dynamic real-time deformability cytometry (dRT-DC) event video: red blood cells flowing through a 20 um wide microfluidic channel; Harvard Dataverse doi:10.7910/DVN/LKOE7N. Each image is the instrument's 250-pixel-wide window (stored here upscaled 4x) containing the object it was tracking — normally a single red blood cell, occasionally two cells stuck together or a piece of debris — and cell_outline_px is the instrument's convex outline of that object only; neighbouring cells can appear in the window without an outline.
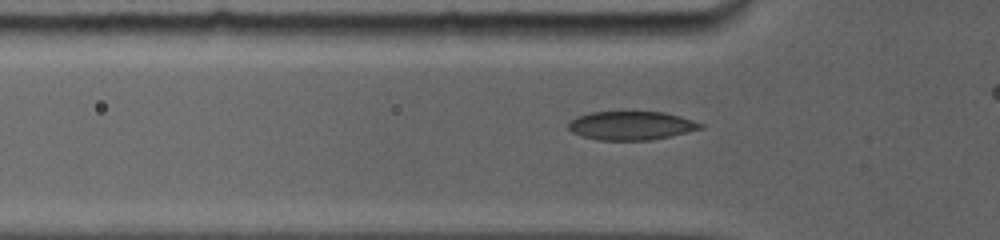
{"species": "common noctule bat (a hibernating species)", "species_latin": "Nyctalus noctula", "temperature_condition": "room temperature", "stored_images_in_passage": 41, "camera_frame_rate_fps": 5000, "um_per_image_px": 0.085, "animal": {"sex": "female", "body_mass_g": 19.0, "forearm_length_mm": 56.7}, "frame": {"image": 1, "passage_image": 6, "time_ms": 1.6, "image_size_px": [1000, 240], "cell_outline_px": [[704, 128], [652, 140], [596, 140], [572, 132], [568, 128], [568, 124], [576, 116], [592, 112], [664, 112], [680, 116], [704, 124]], "centroid_in_image_um": [53.66, 10.67], "position_along_channel_um": 72.1, "area_um2": 21.96}}
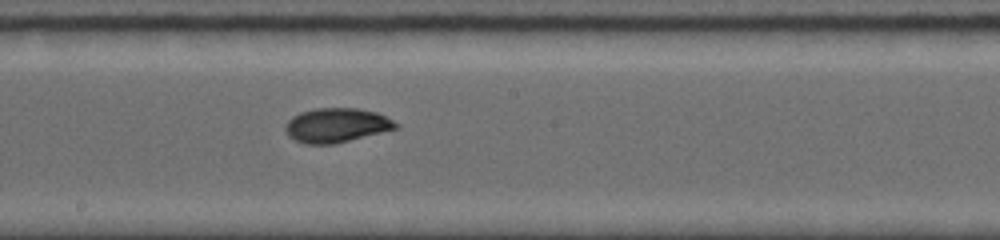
{"frame": {"image": 2, "passage_image": 18, "time_ms": 5.4, "image_size_px": [1000, 240], "cell_outline_px": [[400, 128], [332, 144], [308, 144], [296, 140], [288, 136], [284, 128], [284, 124], [292, 116], [300, 112], [316, 108], [356, 108], [376, 112], [400, 124]], "centroid_in_image_um": [28.59, 10.64], "position_along_channel_um": 219.6, "area_um2": 22.08}}
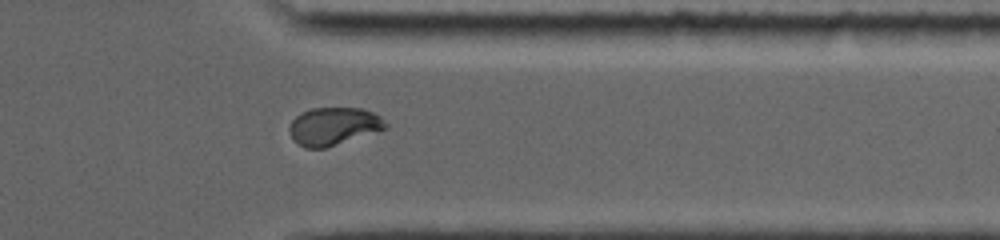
{"frame": {"image": 3, "passage_image": 31, "time_ms": 9.6, "image_size_px": [1000, 240], "cell_outline_px": [[388, 128], [324, 148], [304, 148], [296, 144], [288, 132], [288, 128], [292, 120], [300, 112], [312, 108], [364, 108], [380, 116], [388, 124]], "centroid_in_image_um": [28.32, 10.73], "position_along_channel_um": 383.1, "area_um2": 21.33}, "authors_computed_cell_mechanics": {"area_um2": 21.5594, "velocity_mm_per_s": 3.8784, "shape_relaxation_time_tau1_ms": 5.6519, "shape_relaxation_time_tau2_ms": null, "deformation_change_tau1": 0.1872, "deformation_change_tau2": null}}